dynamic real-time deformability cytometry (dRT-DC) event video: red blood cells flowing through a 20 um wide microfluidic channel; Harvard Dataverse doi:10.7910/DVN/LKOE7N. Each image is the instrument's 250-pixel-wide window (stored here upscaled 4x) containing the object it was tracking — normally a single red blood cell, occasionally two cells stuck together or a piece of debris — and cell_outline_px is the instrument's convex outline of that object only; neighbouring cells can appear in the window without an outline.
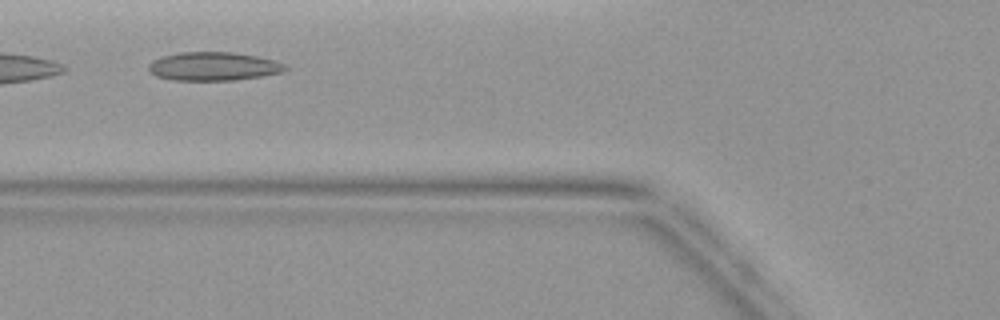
{"species": "common noctule bat (a hibernating species)", "species_latin": "Nyctalus noctula", "temperature_condition": "warm", "stored_images_in_passage": 4, "camera_frame_rate_fps": 3000, "um_per_image_px": 0.085, "animal": {"sex": "female", "body_mass_g": 19.9}, "frame": {"image": 1, "passage_image": 4, "time_ms": 3.333, "image_size_px": [1000, 320], "cell_outline_px": [[292, 68], [284, 72], [236, 80], [172, 80], [156, 76], [148, 72], [148, 64], [152, 60], [160, 56], [180, 52], [232, 52], [256, 56], [276, 60], [288, 64]], "centroid_in_image_um": [18.17, 5.64], "position_along_channel_um": 107.6, "area_um2": 23.18}}